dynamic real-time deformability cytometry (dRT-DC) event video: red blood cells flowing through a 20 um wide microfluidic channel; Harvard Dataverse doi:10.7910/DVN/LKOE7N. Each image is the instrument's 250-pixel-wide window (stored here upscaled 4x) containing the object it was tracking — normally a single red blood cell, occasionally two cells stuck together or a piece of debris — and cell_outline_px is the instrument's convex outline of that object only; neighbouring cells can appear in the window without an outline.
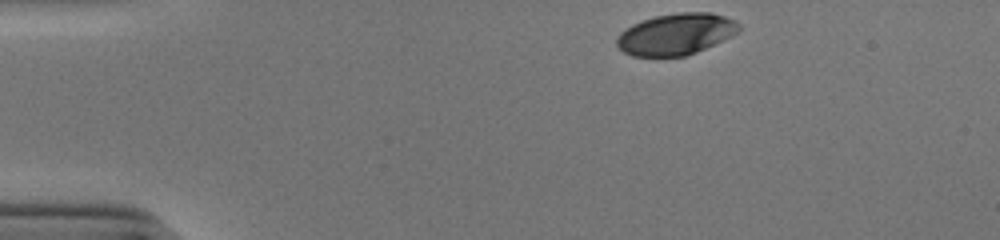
{"species": "human", "species_latin": "Homo sapiens", "temperature_condition": "cold", "stored_images_in_passage": 35, "camera_frame_rate_fps": 3000, "um_per_image_px": 0.085, "donor": {"sex": "male"}, "frame": {"image": 1, "passage_image": 1, "time_ms": 0.0, "image_size_px": [1000, 240], "cell_outline_px": [[740, 28], [732, 36], [696, 52], [684, 56], [632, 56], [624, 52], [616, 44], [616, 36], [620, 32], [632, 24], [640, 20], [656, 16], [676, 12], [712, 12], [724, 16], [740, 24]], "centroid_in_image_um": [57.42, 2.89], "position_along_channel_um": 27.6, "area_um2": 29.48}}
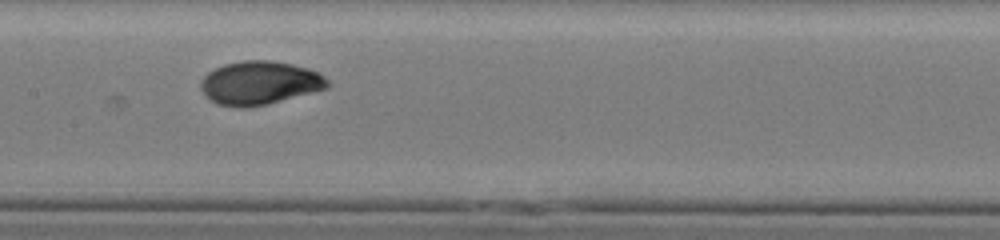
{"frame": {"image": 2, "passage_image": 19, "time_ms": 6.0, "image_size_px": [1000, 240], "cell_outline_px": [[332, 84], [328, 88], [268, 104], [248, 108], [240, 108], [216, 104], [204, 96], [200, 88], [200, 80], [208, 72], [224, 64], [244, 60], [272, 60], [292, 64], [308, 68], [320, 72]], "centroid_in_image_um": [22.07, 7.05], "position_along_channel_um": 185.3, "area_um2": 32.6}}
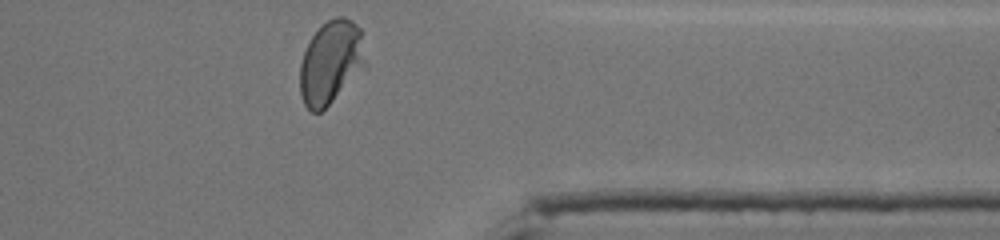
{"frame": {"image": 3, "passage_image": 35, "time_ms": 11.333, "image_size_px": [1000, 240], "cell_outline_px": [[368, 64], [320, 112], [312, 112], [304, 104], [300, 92], [300, 64], [304, 52], [312, 36], [328, 20], [336, 16], [344, 16], [352, 20], [360, 28]], "centroid_in_image_um": [28.14, 5.27], "position_along_channel_um": 383.3, "area_um2": 31.56}, "authors_computed_cell_mechanics": {"area_um2": 30.9808, "velocity_mm_per_s": 3.8672, "shape_relaxation_time_tau1_ms": 3.1032, "shape_relaxation_time_tau2_ms": null, "deformation_change_tau1": 0.1482, "deformation_change_tau2": null}}